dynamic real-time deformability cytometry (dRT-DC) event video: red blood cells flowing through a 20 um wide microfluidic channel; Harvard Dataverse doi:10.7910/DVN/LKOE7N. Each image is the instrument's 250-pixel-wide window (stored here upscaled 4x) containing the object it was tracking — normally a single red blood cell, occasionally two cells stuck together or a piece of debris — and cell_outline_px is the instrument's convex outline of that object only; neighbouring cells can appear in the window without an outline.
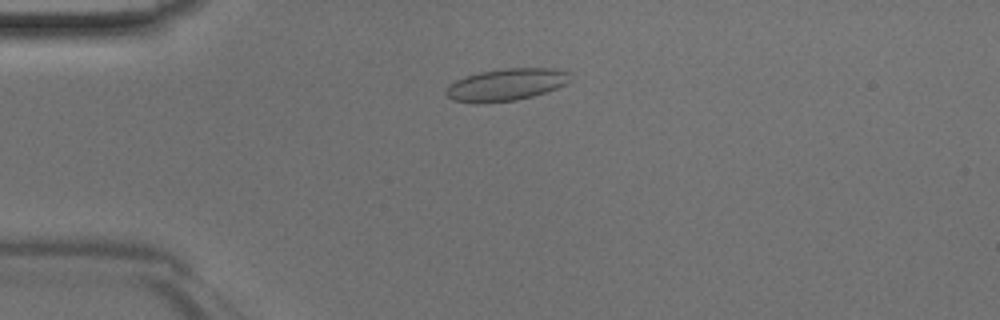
{"species": "Egyptian fruit bat (a non-hibernating species)", "species_latin": "Rousettus aegyptiacus", "temperature_condition": "room temperature", "stored_images_in_passage": 40, "camera_frame_rate_fps": 3000, "um_per_image_px": 0.085, "animal": {"sex": "male"}, "frame": {"image": 1, "passage_image": 5, "time_ms": 1.333, "image_size_px": [1000, 320], "cell_outline_px": [[572, 72], [568, 80], [564, 84], [556, 88], [532, 96], [516, 100], [480, 104], [476, 104], [452, 100], [444, 92], [456, 80], [480, 72], [504, 68], [552, 68]], "centroid_in_image_um": [43.02, 7.2], "position_along_channel_um": 42.0, "area_um2": 23.12}}
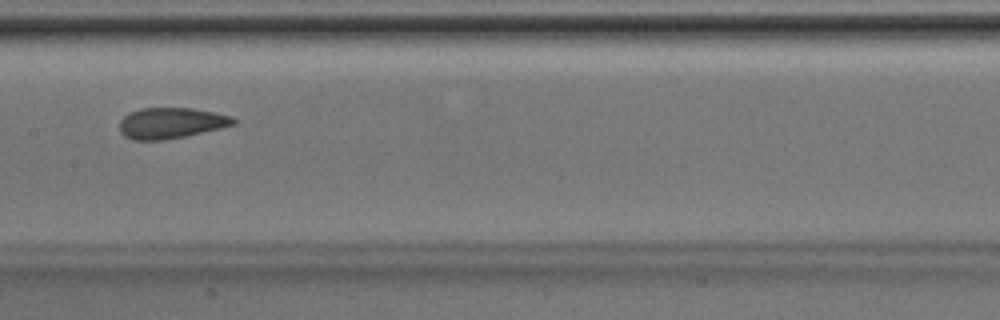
{"frame": {"image": 2, "passage_image": 17, "time_ms": 5.333, "image_size_px": [1000, 320], "cell_outline_px": [[236, 124], [220, 128], [184, 136], [164, 140], [132, 140], [124, 136], [120, 132], [120, 120], [128, 112], [140, 108], [192, 108], [232, 116], [236, 120]], "centroid_in_image_um": [14.5, 10.46], "position_along_channel_um": 192.9, "area_um2": 20.46}}
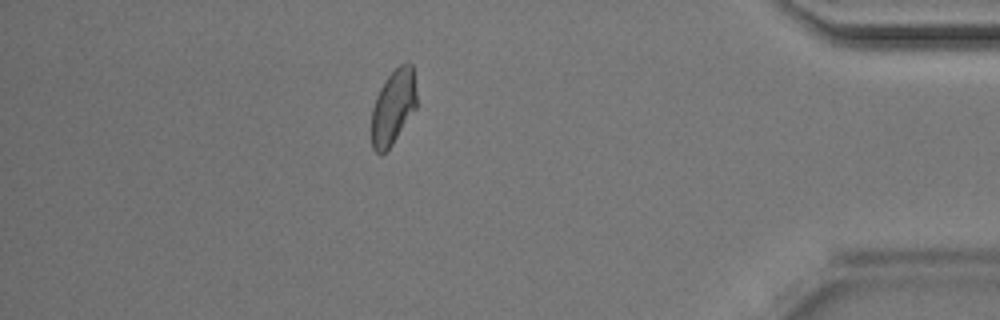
{"frame": {"image": 3, "passage_image": 34, "time_ms": 11.0, "image_size_px": [1000, 320], "cell_outline_px": [[416, 108], [392, 144], [380, 156], [372, 148], [372, 108], [376, 96], [380, 88], [388, 76], [400, 64], [412, 64], [416, 92]], "centroid_in_image_um": [33.41, 9.12], "position_along_channel_um": 401.8, "area_um2": 19.42}}